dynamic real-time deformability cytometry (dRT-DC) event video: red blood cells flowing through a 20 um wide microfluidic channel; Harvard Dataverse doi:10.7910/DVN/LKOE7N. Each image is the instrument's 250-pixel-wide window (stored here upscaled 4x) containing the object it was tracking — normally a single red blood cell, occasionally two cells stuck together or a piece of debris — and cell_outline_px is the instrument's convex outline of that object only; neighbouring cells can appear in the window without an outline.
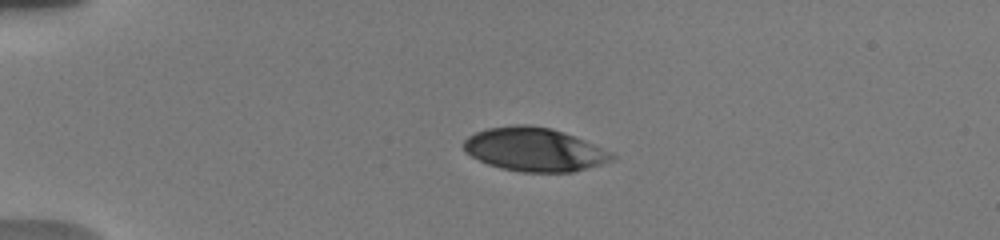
{"species": "human", "species_latin": "Homo sapiens", "temperature_condition": "warm", "stored_images_in_passage": 59, "camera_frame_rate_fps": 3000, "um_per_image_px": 0.085, "donor": {"sex": "male"}, "frame": {"image": 1, "passage_image": 1, "time_ms": 0.0, "image_size_px": [1000, 240], "cell_outline_px": [[616, 156], [612, 160], [600, 164], [572, 172], [520, 172], [500, 168], [488, 164], [464, 152], [460, 144], [468, 136], [476, 132], [488, 128], [512, 124], [528, 124], [552, 128], [576, 136], [612, 152]], "centroid_in_image_um": [45.39, 12.69], "position_along_channel_um": 39.6, "area_um2": 37.92}}
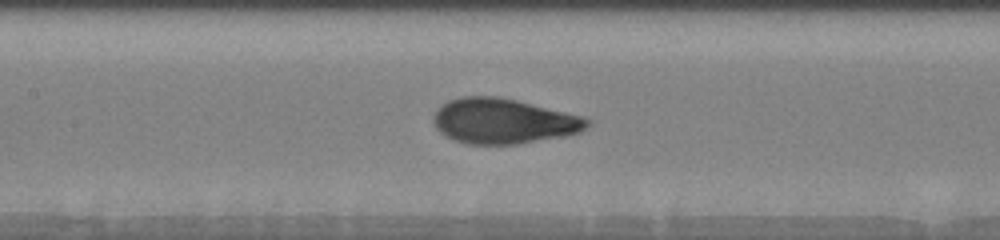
{"frame": {"image": 2, "passage_image": 15, "time_ms": 4.667, "image_size_px": [1000, 240], "cell_outline_px": [[592, 124], [580, 132], [568, 136], [516, 144], [468, 144], [456, 140], [440, 132], [436, 128], [432, 120], [432, 116], [436, 108], [440, 104], [448, 100], [460, 96], [500, 96], [580, 116], [592, 120]], "centroid_in_image_um": [42.77, 10.29], "position_along_channel_um": 164.6, "area_um2": 40.69}}
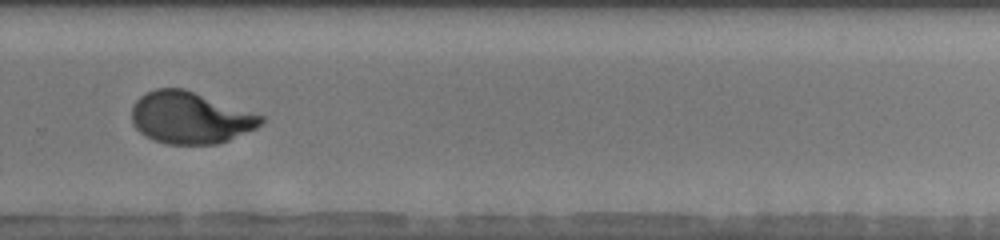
{"frame": {"image": 3, "passage_image": 32, "time_ms": 8.667, "image_size_px": [1000, 240], "cell_outline_px": [[264, 124], [256, 128], [228, 140], [216, 144], [168, 144], [144, 136], [136, 128], [132, 120], [132, 108], [136, 100], [140, 96], [156, 88], [184, 88], [264, 116]], "centroid_in_image_um": [16.17, 10.0], "position_along_channel_um": 313.6, "area_um2": 38.9}, "authors_computed_cell_mechanics": {"area_um2": 39.6508, "velocity_mm_per_s": 3.7325, "shape_relaxation_time_tau1_ms": 4.8918, "shape_relaxation_time_tau2_ms": null, "deformation_change_tau1": 0.2132, "deformation_change_tau2": null}}